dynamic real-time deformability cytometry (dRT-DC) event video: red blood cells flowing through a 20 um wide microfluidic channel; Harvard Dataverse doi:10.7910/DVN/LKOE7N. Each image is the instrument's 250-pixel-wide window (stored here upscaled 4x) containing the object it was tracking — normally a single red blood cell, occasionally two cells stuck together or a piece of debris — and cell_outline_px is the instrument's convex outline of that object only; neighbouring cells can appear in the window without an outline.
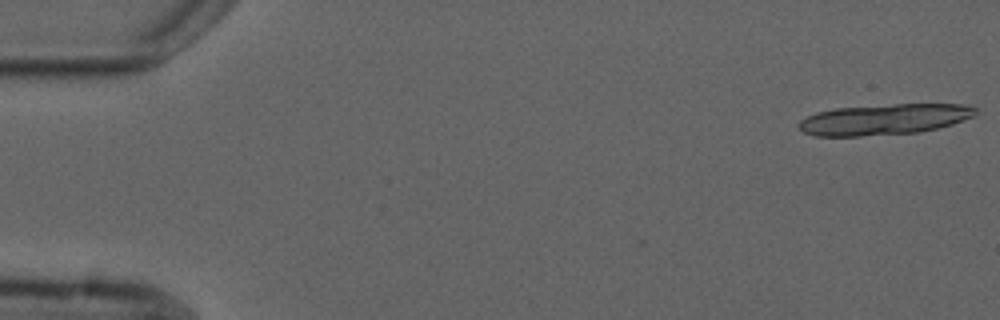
{"species": "common noctule bat (a hibernating species)", "species_latin": "Nyctalus noctula", "temperature_condition": "cold", "stored_images_in_passage": 8, "segment_of_instrument_passage": [1, 2], "camera_frame_rate_fps": 3000, "um_per_image_px": 0.085, "animal": {"sex": "male", "forearm_length_mm": 52.5}, "frame": {"image": 1, "passage_image": 1, "time_ms": 0.0, "image_size_px": [1000, 320], "cell_outline_px": [[976, 112], [972, 116], [952, 124], [920, 132], [860, 136], [816, 136], [804, 132], [796, 124], [800, 120], [816, 112], [836, 108], [896, 104], [968, 104], [976, 108]], "centroid_in_image_um": [75.13, 10.14], "position_along_channel_um": 9.9, "area_um2": 31.56}}